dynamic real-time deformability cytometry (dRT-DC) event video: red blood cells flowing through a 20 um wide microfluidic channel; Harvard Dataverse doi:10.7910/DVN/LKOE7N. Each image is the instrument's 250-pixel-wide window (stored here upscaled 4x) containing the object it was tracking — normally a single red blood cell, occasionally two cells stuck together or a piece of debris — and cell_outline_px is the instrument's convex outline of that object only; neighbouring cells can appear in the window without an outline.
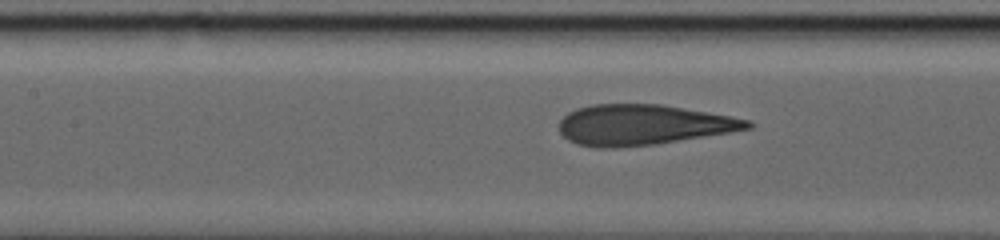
{"species": "human", "species_latin": "Homo sapiens", "temperature_condition": "warm", "stored_images_in_passage": 75, "camera_frame_rate_fps": 3000, "um_per_image_px": 0.085, "donor": {"sex": "male"}, "frame": {"image": 1, "passage_image": 41, "time_ms": 13.0, "image_size_px": [1000, 240], "cell_outline_px": [[756, 124], [752, 128], [656, 144], [612, 148], [596, 148], [576, 144], [568, 140], [560, 132], [560, 120], [568, 112], [576, 108], [592, 104], [660, 104], [732, 116], [752, 120]], "centroid_in_image_um": [54.65, 10.61], "position_along_channel_um": 152.7, "area_um2": 44.45}}
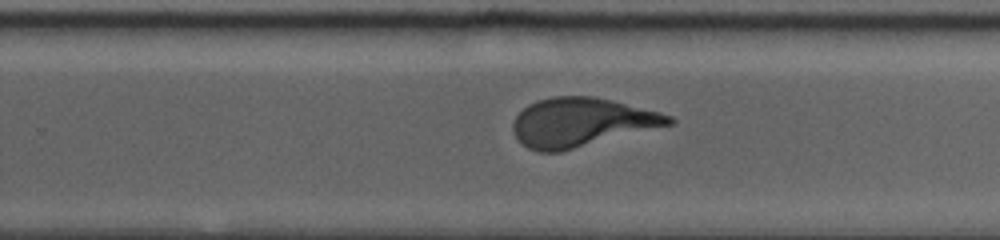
{"frame": {"image": 2, "passage_image": 57, "time_ms": 18.333, "image_size_px": [1000, 240], "cell_outline_px": [[676, 120], [672, 124], [560, 152], [540, 152], [528, 148], [516, 136], [512, 128], [512, 124], [516, 116], [528, 104], [536, 100], [552, 96], [592, 96], [612, 100], [660, 112], [672, 116]], "centroid_in_image_um": [49.41, 10.38], "position_along_channel_um": 280.4, "area_um2": 44.1}}
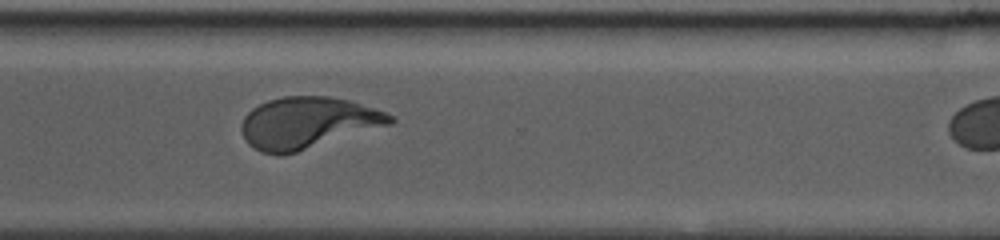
{"frame": {"image": 3, "passage_image": 74, "time_ms": 21.0, "image_size_px": [1000, 240], "cell_outline_px": [[396, 120], [392, 124], [296, 152], [280, 156], [260, 152], [248, 144], [240, 128], [244, 116], [252, 108], [268, 100], [284, 96], [328, 96], [348, 100], [396, 116]], "centroid_in_image_um": [26.14, 10.44], "position_along_channel_um": 344.5, "area_um2": 44.51}}